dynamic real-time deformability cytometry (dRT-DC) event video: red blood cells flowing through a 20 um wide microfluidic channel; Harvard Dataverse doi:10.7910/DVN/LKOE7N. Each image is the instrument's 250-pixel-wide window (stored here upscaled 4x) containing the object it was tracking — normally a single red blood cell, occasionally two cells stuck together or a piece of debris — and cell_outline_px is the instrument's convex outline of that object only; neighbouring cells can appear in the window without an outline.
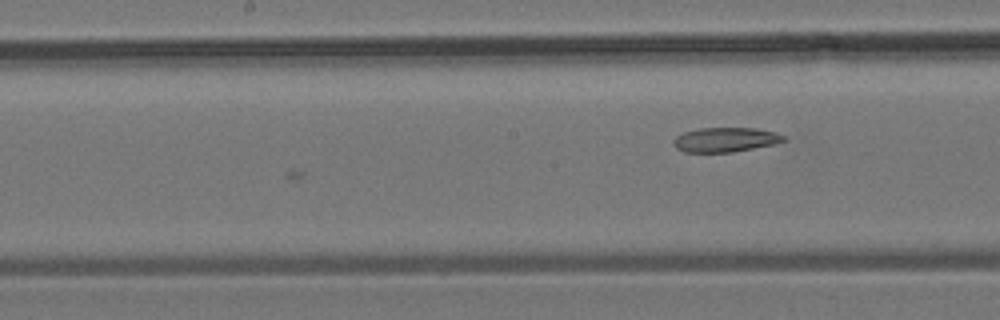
{"species": "common noctule bat (a hibernating species)", "species_latin": "Nyctalus noctula", "temperature_condition": "room temperature", "stored_images_in_passage": 11, "camera_frame_rate_fps": 3000, "um_per_image_px": 0.085, "animal": {"sex": "male", "body_mass_g": 19.2, "forearm_length_mm": 51.8}, "frame": {"image": 1, "passage_image": 11, "time_ms": 3.333, "image_size_px": [1000, 320], "cell_outline_px": [[788, 140], [776, 144], [732, 152], [684, 152], [676, 148], [672, 144], [672, 140], [676, 136], [684, 132], [700, 128], [756, 128], [776, 132], [784, 136]], "centroid_in_image_um": [61.67, 11.87], "position_along_channel_um": 186.5, "area_um2": 15.9}}